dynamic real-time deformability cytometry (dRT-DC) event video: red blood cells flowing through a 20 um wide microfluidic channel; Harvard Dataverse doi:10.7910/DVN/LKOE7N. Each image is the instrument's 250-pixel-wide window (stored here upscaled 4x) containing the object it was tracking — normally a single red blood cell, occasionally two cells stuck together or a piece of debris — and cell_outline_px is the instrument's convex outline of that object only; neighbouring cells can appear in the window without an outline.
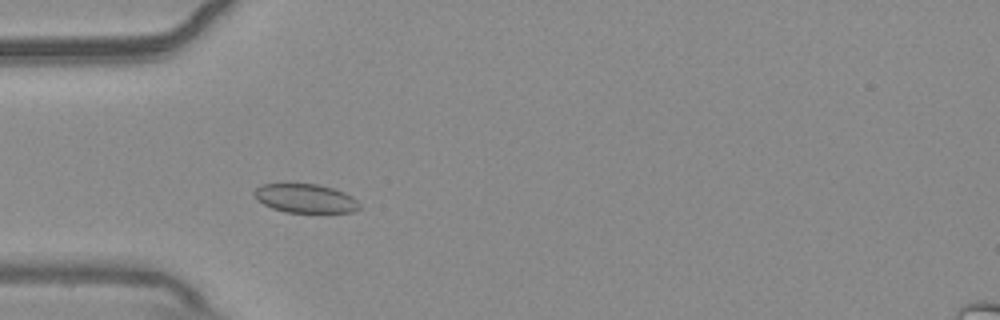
{"species": "common noctule bat (a hibernating species)", "species_latin": "Nyctalus noctula", "temperature_condition": "warm", "stored_images_in_passage": 44, "camera_frame_rate_fps": 3000, "um_per_image_px": 0.085, "animal": {"sex": "male", "body_mass_g": 20.4}, "frame": {"image": 1, "passage_image": 6, "time_ms": 1.667, "image_size_px": [1000, 320], "cell_outline_px": [[360, 208], [352, 212], [284, 212], [272, 208], [256, 200], [252, 196], [252, 192], [260, 184], [316, 184], [332, 188], [344, 192], [352, 196], [360, 204]], "centroid_in_image_um": [25.91, 16.86], "position_along_channel_um": 59.1, "area_um2": 17.74}}
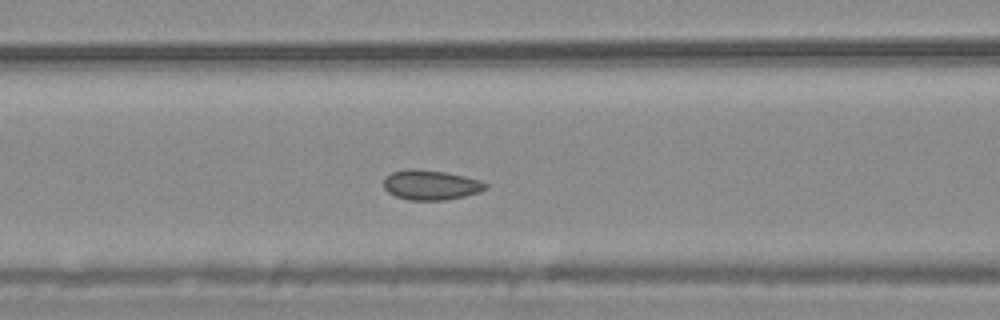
{"frame": {"image": 2, "passage_image": 12, "time_ms": 3.667, "image_size_px": [1000, 320], "cell_outline_px": [[488, 188], [480, 192], [464, 196], [444, 200], [408, 200], [396, 196], [388, 192], [384, 188], [384, 176], [392, 172], [408, 168], [416, 168], [444, 172], [464, 176], [480, 180], [488, 184]], "centroid_in_image_um": [36.61, 15.71], "position_along_channel_um": 130.0, "area_um2": 17.86}}
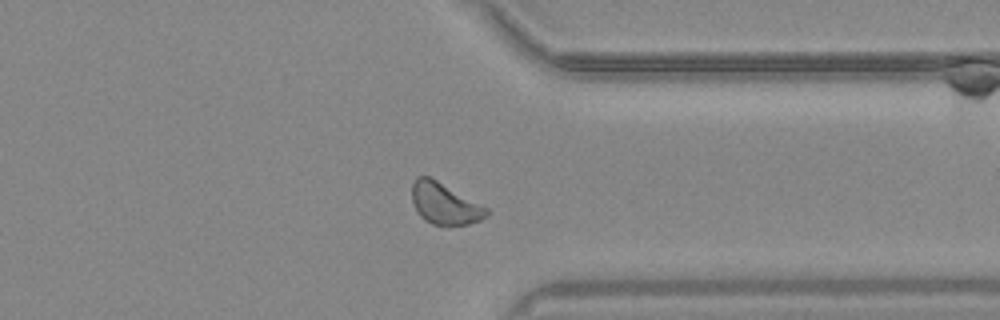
{"frame": {"image": 3, "passage_image": 32, "time_ms": 10.333, "image_size_px": [1000, 320], "cell_outline_px": [[488, 216], [480, 220], [468, 224], [448, 228], [432, 224], [424, 220], [420, 216], [412, 200], [412, 184], [416, 176], [428, 176], [436, 180], [488, 208]], "centroid_in_image_um": [37.79, 17.36], "position_along_channel_um": 373.6, "area_um2": 18.15}, "authors_computed_cell_mechanics": {"area_um2": 17.6868, "velocity_mm_per_s": 3.6792, "shape_relaxation_time_tau1_ms": 2.8947, "shape_relaxation_time_tau2_ms": null, "deformation_change_tau1": 0.0323, "deformation_change_tau2": null}}